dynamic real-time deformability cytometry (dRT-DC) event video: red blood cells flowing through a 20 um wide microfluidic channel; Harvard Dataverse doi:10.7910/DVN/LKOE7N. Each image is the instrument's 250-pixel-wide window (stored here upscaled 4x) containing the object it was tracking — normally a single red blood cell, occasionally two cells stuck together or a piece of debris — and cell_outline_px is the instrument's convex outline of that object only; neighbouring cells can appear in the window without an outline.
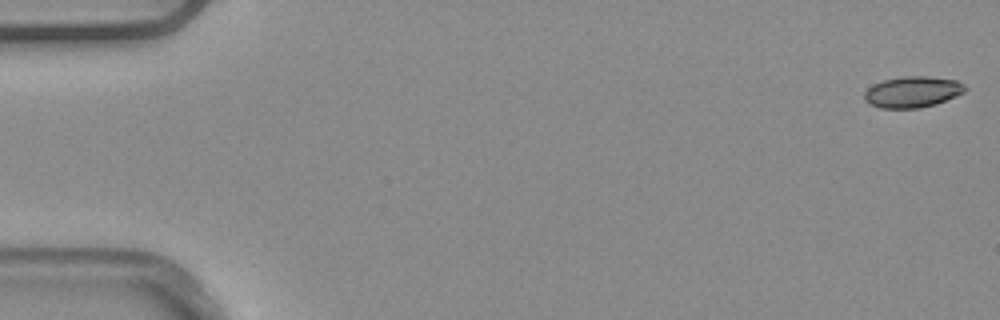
{"species": "common noctule bat (a hibernating species)", "species_latin": "Nyctalus noctula", "temperature_condition": "warm", "stored_images_in_passage": 53, "camera_frame_rate_fps": 3000, "um_per_image_px": 0.085, "animal": {"sex": "male", "body_mass_g": 20.4}, "frame": {"image": 1, "passage_image": 1, "time_ms": 0.0, "image_size_px": [1000, 320], "cell_outline_px": [[968, 88], [964, 92], [956, 96], [936, 104], [920, 108], [880, 108], [868, 104], [864, 100], [864, 92], [872, 84], [884, 80], [900, 76], [928, 76], [956, 80], [964, 84]], "centroid_in_image_um": [77.55, 7.81], "position_along_channel_um": 7.5, "area_um2": 18.5}}
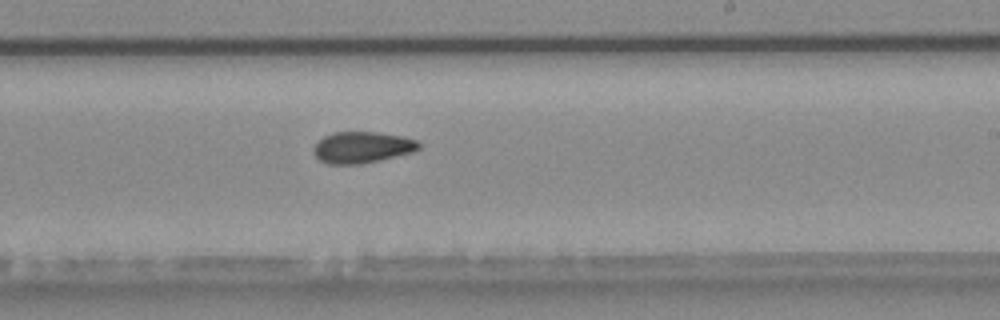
{"frame": {"image": 2, "passage_image": 32, "time_ms": 10.333, "image_size_px": [1000, 320], "cell_outline_px": [[420, 148], [412, 152], [360, 164], [328, 164], [320, 160], [316, 156], [312, 148], [324, 136], [332, 132], [380, 132], [404, 136], [416, 140], [420, 144]], "centroid_in_image_um": [30.78, 12.51], "position_along_channel_um": 258.2, "area_um2": 19.13}}
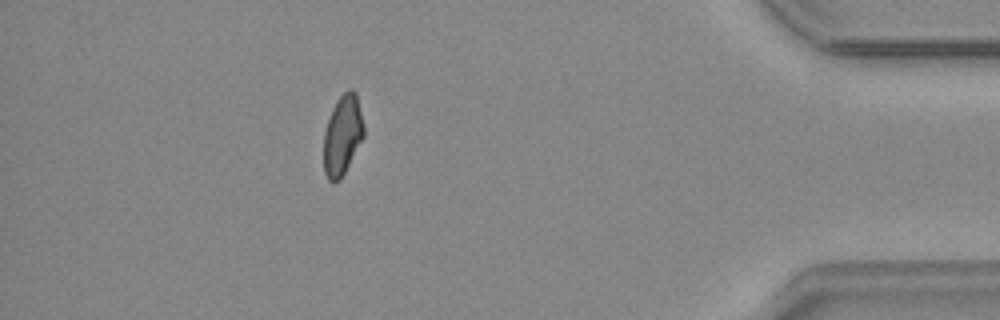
{"frame": {"image": 3, "passage_image": 47, "time_ms": 15.333, "image_size_px": [1000, 320], "cell_outline_px": [[364, 136], [340, 180], [332, 184], [328, 180], [324, 172], [324, 132], [332, 108], [336, 100], [348, 88], [352, 88], [356, 92], [364, 124]], "centroid_in_image_um": [29.11, 11.48], "position_along_channel_um": 406.1, "area_um2": 18.79}, "authors_computed_cell_mechanics": {"area_um2": 19.0162, "velocity_mm_per_s": 3.901, "shape_relaxation_time_tau1_ms": 8.1383, "shape_relaxation_time_tau2_ms": 3.6729, "deformation_change_tau1": 0.1479, "deformation_change_tau2": 0.0783}}